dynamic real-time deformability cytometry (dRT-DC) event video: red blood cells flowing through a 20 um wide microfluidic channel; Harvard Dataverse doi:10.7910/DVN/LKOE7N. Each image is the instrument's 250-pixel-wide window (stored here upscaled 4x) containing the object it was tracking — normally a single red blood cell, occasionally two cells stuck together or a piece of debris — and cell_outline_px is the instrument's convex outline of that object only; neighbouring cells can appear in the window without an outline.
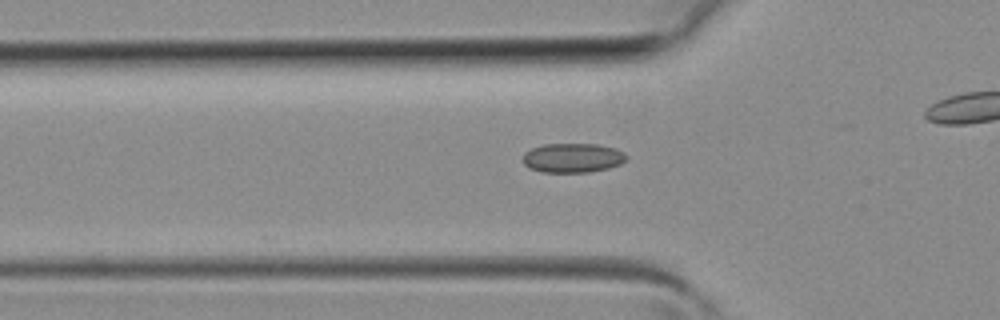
{"species": "common noctule bat (a hibernating species)", "species_latin": "Nyctalus noctula", "temperature_condition": "room temperature", "stored_images_in_passage": 32, "camera_frame_rate_fps": 3000, "um_per_image_px": 0.085, "animal": {"sex": "female", "body_mass_g": 19.3, "forearm_length_mm": 54.1}, "frame": {"image": 1, "passage_image": 13, "time_ms": 4.0, "image_size_px": [1000, 320], "cell_outline_px": [[628, 156], [620, 164], [608, 168], [588, 172], [544, 172], [528, 168], [524, 164], [524, 152], [532, 148], [544, 144], [596, 144], [616, 148], [624, 152]], "centroid_in_image_um": [48.68, 13.41], "position_along_channel_um": 77.1, "area_um2": 17.69}}
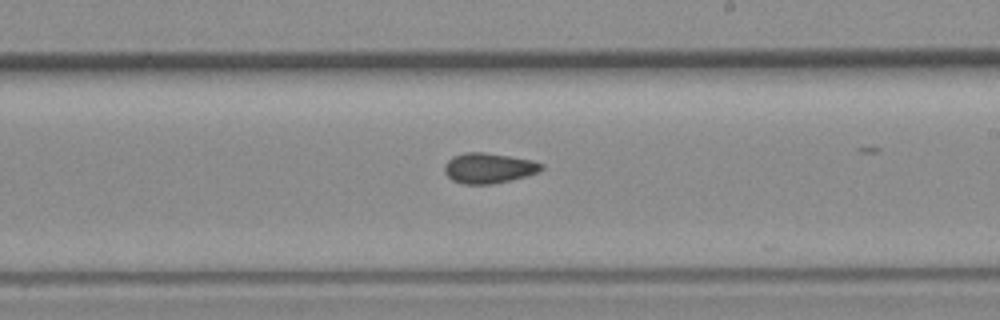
{"frame": {"image": 2, "passage_image": 23, "time_ms": 7.333, "image_size_px": [1000, 320], "cell_outline_px": [[544, 168], [540, 172], [528, 176], [492, 184], [464, 184], [452, 180], [444, 172], [444, 164], [452, 156], [464, 152], [484, 152], [532, 160], [544, 164]], "centroid_in_image_um": [41.55, 14.28], "position_along_channel_um": 247.5, "area_um2": 17.28}}
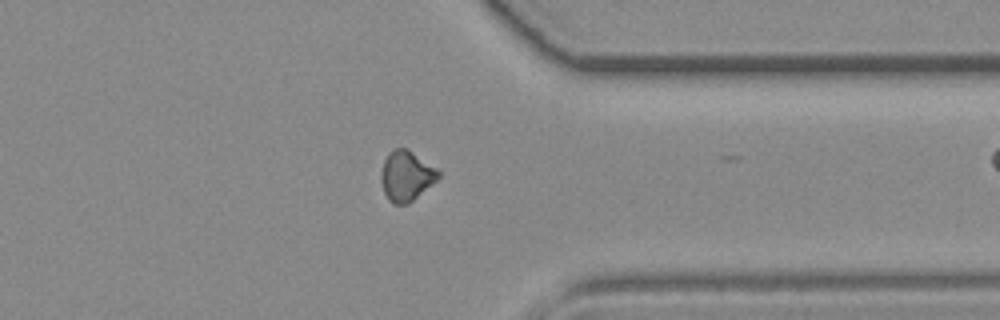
{"frame": {"image": 3, "passage_image": 31, "time_ms": 10.0, "image_size_px": [1000, 320], "cell_outline_px": [[440, 176], [436, 180], [408, 204], [392, 204], [388, 200], [384, 192], [380, 180], [380, 176], [384, 160], [388, 152], [392, 148], [404, 148], [436, 168], [440, 172]], "centroid_in_image_um": [34.49, 14.96], "position_along_channel_um": 376.9, "area_um2": 16.47}}